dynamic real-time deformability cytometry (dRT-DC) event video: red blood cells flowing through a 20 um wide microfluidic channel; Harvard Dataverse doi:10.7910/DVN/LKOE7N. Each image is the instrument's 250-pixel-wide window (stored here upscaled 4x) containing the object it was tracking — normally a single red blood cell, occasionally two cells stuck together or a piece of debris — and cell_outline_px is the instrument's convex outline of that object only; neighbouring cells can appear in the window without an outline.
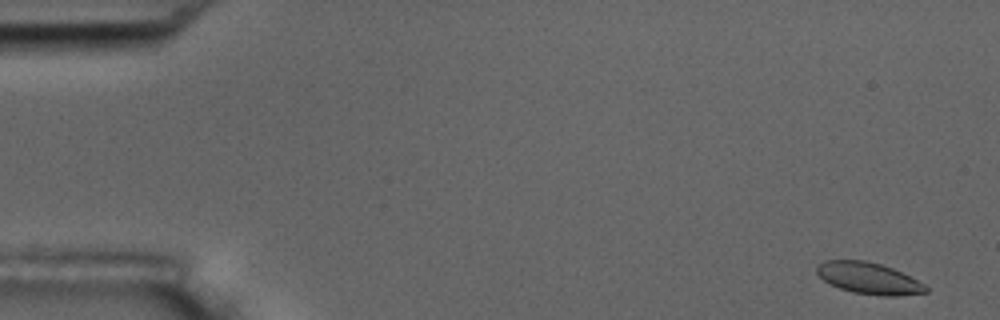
{"species": "common noctule bat (a hibernating species)", "species_latin": "Nyctalus noctula", "temperature_condition": "room temperature", "stored_images_in_passage": 5, "camera_frame_rate_fps": 3000, "um_per_image_px": 0.085, "animal": {"sex": "male", "body_mass_g": 17.5, "forearm_length_mm": 52.3}, "frame": {"image": 1, "passage_image": 1, "time_ms": 0.0, "image_size_px": [1000, 320], "cell_outline_px": [[928, 292], [896, 296], [884, 296], [852, 292], [840, 288], [824, 280], [816, 272], [816, 264], [824, 260], [864, 260], [880, 264], [892, 268], [924, 284], [928, 288]], "centroid_in_image_um": [73.81, 23.64], "position_along_channel_um": 11.2, "area_um2": 19.83}}
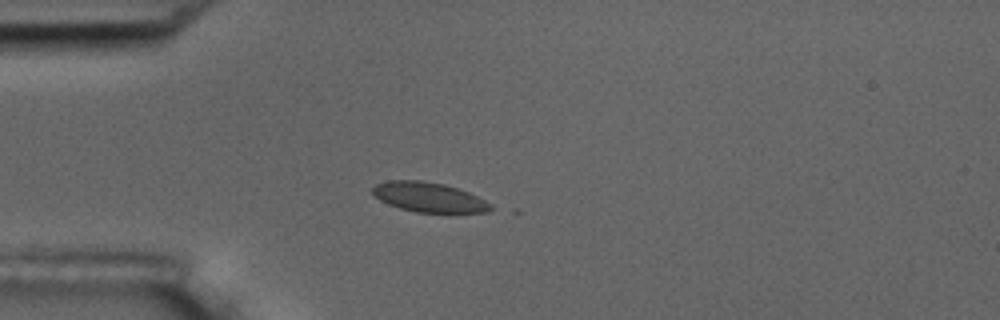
{"frame": {"image": 2, "passage_image": 5, "time_ms": 1.333, "image_size_px": [1000, 320], "cell_outline_px": [[492, 208], [488, 212], [416, 212], [400, 208], [388, 204], [380, 200], [372, 192], [372, 188], [376, 184], [388, 180], [420, 180], [444, 184], [468, 192], [492, 204]], "centroid_in_image_um": [36.43, 16.75], "position_along_channel_um": 48.6, "area_um2": 20.23}}